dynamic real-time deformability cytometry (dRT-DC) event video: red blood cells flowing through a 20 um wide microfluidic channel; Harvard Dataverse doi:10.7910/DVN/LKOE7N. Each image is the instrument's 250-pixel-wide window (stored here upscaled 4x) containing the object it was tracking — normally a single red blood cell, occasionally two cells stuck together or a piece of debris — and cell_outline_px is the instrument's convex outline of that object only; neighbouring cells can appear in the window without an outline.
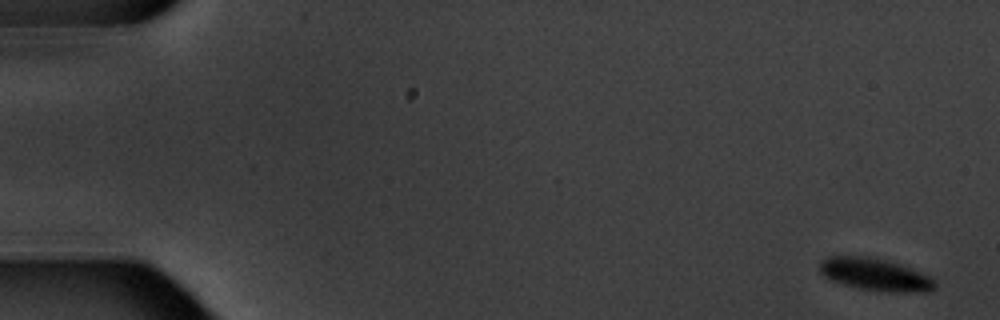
{"species": "common noctule bat (a hibernating species)", "species_latin": "Nyctalus noctula", "temperature_condition": "warm", "stored_images_in_passage": 7, "camera_frame_rate_fps": 3000, "um_per_image_px": 0.085, "animal": {"sex": "male", "body_mass_g": 20.1, "forearm_length_mm": 53.5}, "frame": {"image": 1, "passage_image": 1, "time_ms": 0.0, "image_size_px": [1000, 320], "cell_outline_px": [[936, 288], [928, 292], [880, 292], [856, 288], [832, 280], [824, 276], [820, 272], [820, 260], [828, 256], [872, 256], [900, 264], [928, 276], [936, 284]], "centroid_in_image_um": [74.36, 23.34], "position_along_channel_um": 10.6, "area_um2": 21.85}}
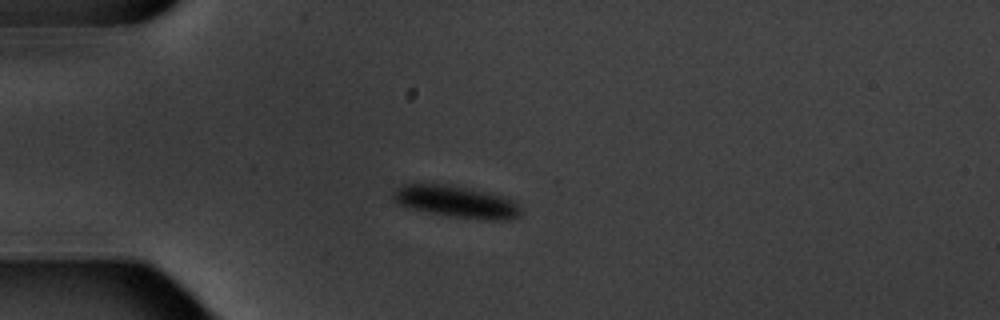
{"frame": {"image": 2, "passage_image": 5, "time_ms": 4.667, "image_size_px": [1000, 320], "cell_outline_px": [[520, 216], [508, 220], [484, 220], [448, 216], [408, 208], [396, 204], [392, 196], [392, 192], [400, 184], [452, 184], [504, 196], [512, 200], [520, 208]], "centroid_in_image_um": [38.74, 17.14], "position_along_channel_um": 46.3, "area_um2": 24.04}}